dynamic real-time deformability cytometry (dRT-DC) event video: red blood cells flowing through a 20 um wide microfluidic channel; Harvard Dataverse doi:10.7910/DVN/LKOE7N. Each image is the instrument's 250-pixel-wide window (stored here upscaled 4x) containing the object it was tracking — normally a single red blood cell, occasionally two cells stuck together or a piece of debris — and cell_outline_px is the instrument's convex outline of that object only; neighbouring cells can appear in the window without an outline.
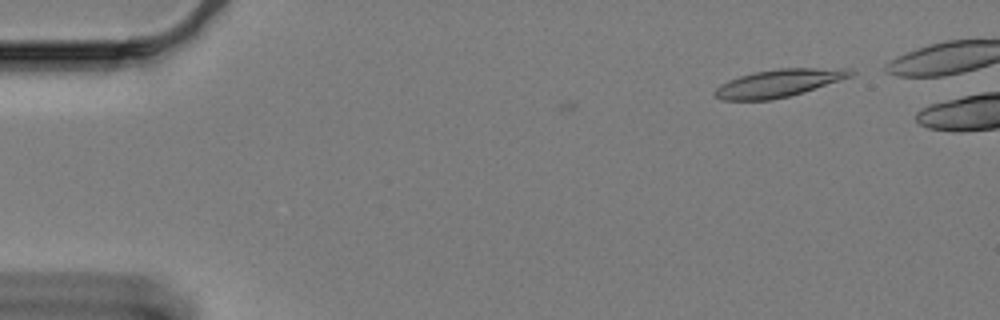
{"species": "Egyptian fruit bat (a non-hibernating species)", "species_latin": "Rousettus aegyptiacus", "temperature_condition": "cold", "stored_images_in_passage": 3, "camera_frame_rate_fps": 3000, "um_per_image_px": 0.085, "animal": {"sex": "female"}, "frame": {"image": 1, "passage_image": 3, "time_ms": 0.667, "image_size_px": [1000, 320], "cell_outline_px": [[856, 72], [852, 76], [788, 96], [768, 100], [720, 100], [712, 92], [720, 84], [728, 80], [740, 76], [756, 72], [776, 68], [852, 68]], "centroid_in_image_um": [66.17, 7.05], "position_along_channel_um": 18.8, "area_um2": 21.68}}